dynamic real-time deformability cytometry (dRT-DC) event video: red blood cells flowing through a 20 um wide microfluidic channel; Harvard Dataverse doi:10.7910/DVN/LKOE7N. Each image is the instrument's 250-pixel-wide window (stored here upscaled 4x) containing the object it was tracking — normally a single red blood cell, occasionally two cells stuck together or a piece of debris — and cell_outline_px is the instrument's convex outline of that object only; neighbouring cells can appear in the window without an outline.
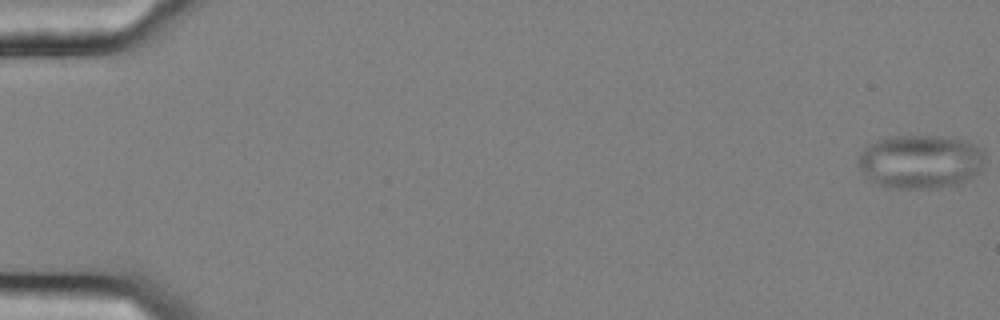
{"species": "common noctule bat (a hibernating species)", "species_latin": "Nyctalus noctula", "temperature_condition": "cold", "stored_images_in_passage": 14, "camera_frame_rate_fps": 3000, "um_per_image_px": 0.085, "animal": {"sex": "female", "body_mass_g": 25.1}, "frame": {"image": 1, "passage_image": 1, "time_ms": 0.0, "image_size_px": [1000, 320], "cell_outline_px": [[984, 156], [980, 168], [968, 180], [956, 184], [936, 188], [888, 188], [876, 184], [856, 164], [856, 160], [860, 152], [868, 144], [876, 140], [888, 136], [944, 136], [964, 140], [980, 148], [984, 152]], "centroid_in_image_um": [78.18, 13.72], "position_along_channel_um": 6.8, "area_um2": 39.71}}